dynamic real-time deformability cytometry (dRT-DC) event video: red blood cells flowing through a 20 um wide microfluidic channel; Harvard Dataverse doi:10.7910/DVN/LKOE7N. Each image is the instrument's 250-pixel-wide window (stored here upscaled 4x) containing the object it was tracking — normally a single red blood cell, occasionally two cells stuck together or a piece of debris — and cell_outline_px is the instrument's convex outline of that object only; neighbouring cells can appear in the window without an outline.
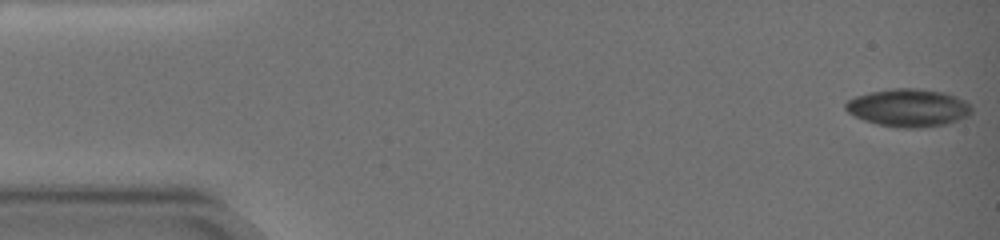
{"species": "common noctule bat (a hibernating species)", "species_latin": "Nyctalus noctula", "temperature_condition": "warm", "stored_images_in_passage": 40, "camera_frame_rate_fps": 3000, "um_per_image_px": 0.085, "animal": {"sex": "female", "body_mass_g": 19.0, "forearm_length_mm": 51.5}, "frame": {"image": 1, "passage_image": 1, "time_ms": 0.0, "image_size_px": [1000, 240], "cell_outline_px": [[972, 112], [968, 116], [944, 124], [916, 128], [904, 128], [876, 124], [864, 120], [848, 112], [844, 108], [844, 104], [848, 100], [856, 96], [868, 92], [888, 88], [916, 88], [944, 92], [956, 96], [964, 100], [972, 108]], "centroid_in_image_um": [77.19, 9.14], "position_along_channel_um": 7.8, "area_um2": 27.74}}
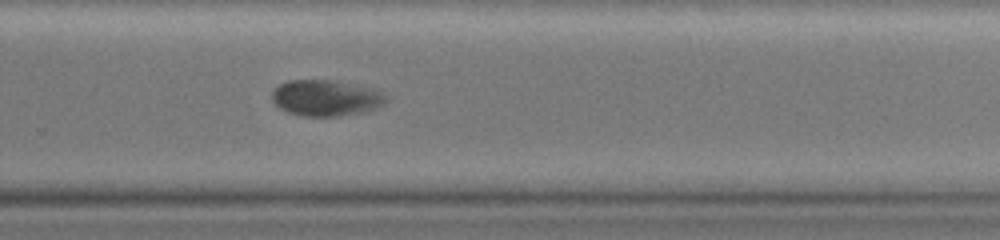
{"frame": {"image": 2, "passage_image": 26, "time_ms": 14.0, "image_size_px": [1000, 240], "cell_outline_px": [[388, 100], [384, 104], [376, 108], [360, 112], [340, 116], [300, 116], [288, 112], [280, 108], [272, 100], [272, 92], [280, 84], [288, 80], [332, 80], [376, 88], [384, 92], [388, 96]], "centroid_in_image_um": [27.75, 8.32], "position_along_channel_um": 302.1, "area_um2": 24.16}}
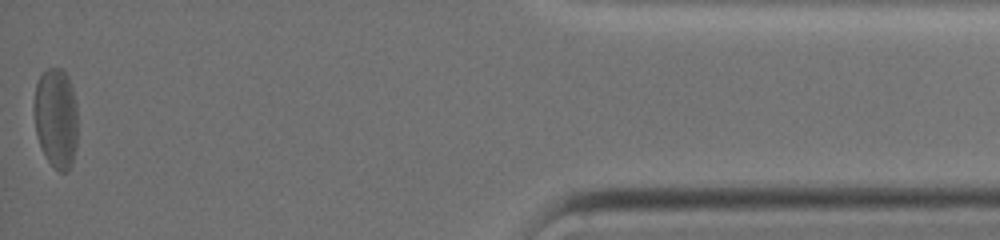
{"frame": {"image": 3, "passage_image": 40, "time_ms": 20.333, "image_size_px": [1000, 240], "cell_outline_px": [[76, 148], [72, 160], [68, 168], [64, 172], [60, 172], [48, 160], [40, 144], [36, 132], [36, 84], [40, 76], [48, 68], [64, 68], [68, 76], [72, 88], [76, 104]], "centroid_in_image_um": [4.79, 9.99], "position_along_channel_um": 430.4, "area_um2": 24.68}, "authors_computed_cell_mechanics": {"area_um2": 25.6921, "velocity_mm_per_s": 3.0948, "shape_relaxation_time_tau1_ms": 6.0734, "shape_relaxation_time_tau2_ms": null, "deformation_change_tau1": 0.137, "deformation_change_tau2": null}}